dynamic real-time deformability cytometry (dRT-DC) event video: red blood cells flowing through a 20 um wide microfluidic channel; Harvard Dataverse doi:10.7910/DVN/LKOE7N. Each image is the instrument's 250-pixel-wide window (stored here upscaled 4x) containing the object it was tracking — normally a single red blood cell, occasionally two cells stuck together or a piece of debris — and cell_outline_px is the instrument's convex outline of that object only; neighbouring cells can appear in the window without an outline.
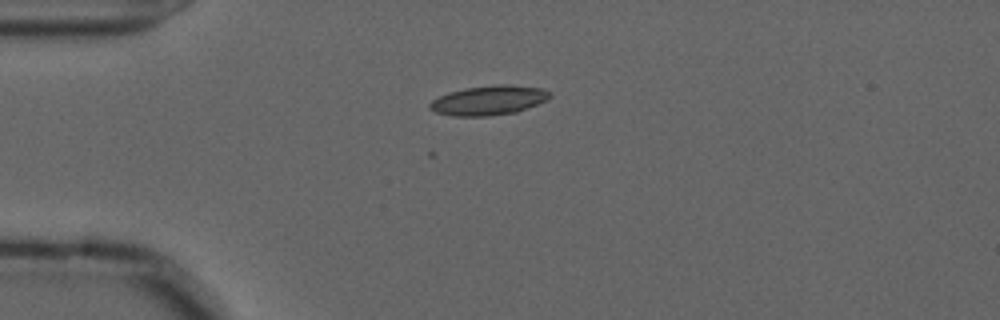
{"species": "common noctule bat (a hibernating species)", "species_latin": "Nyctalus noctula", "temperature_condition": "cold", "stored_images_in_passage": 4, "camera_frame_rate_fps": 3000, "um_per_image_px": 0.085, "animal": {"sex": "male", "forearm_length_mm": 52.5}, "frame": {"image": 1, "passage_image": 1, "time_ms": 0.0, "image_size_px": [1000, 320], "cell_outline_px": [[552, 96], [548, 100], [516, 112], [488, 116], [452, 116], [436, 112], [428, 108], [428, 104], [432, 100], [448, 92], [464, 88], [492, 84], [504, 84], [544, 88], [552, 92]], "centroid_in_image_um": [41.56, 8.51], "position_along_channel_um": 43.4, "area_um2": 20.92}}